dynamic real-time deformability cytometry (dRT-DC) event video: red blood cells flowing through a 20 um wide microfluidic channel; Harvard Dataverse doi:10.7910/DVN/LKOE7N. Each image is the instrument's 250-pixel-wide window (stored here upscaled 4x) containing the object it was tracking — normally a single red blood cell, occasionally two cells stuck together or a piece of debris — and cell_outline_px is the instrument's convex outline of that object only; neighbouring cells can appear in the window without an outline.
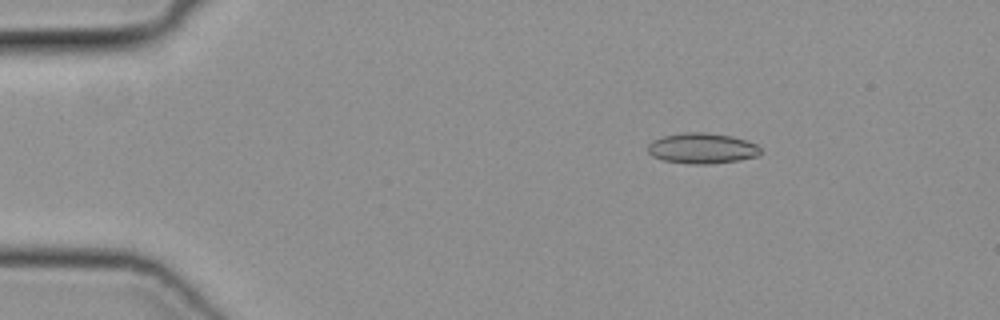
{"species": "common noctule bat (a hibernating species)", "species_latin": "Nyctalus noctula", "temperature_condition": "cold", "stored_images_in_passage": 45, "camera_frame_rate_fps": 3000, "um_per_image_px": 0.085, "animal": {"sex": "female", "body_mass_g": 19.3, "forearm_length_mm": 54.1}, "frame": {"image": 1, "passage_image": 4, "time_ms": 1.0, "image_size_px": [1000, 320], "cell_outline_px": [[760, 156], [740, 160], [708, 164], [692, 164], [664, 160], [652, 156], [648, 152], [648, 144], [652, 140], [664, 136], [684, 132], [704, 132], [732, 136], [748, 140], [756, 144], [760, 148]], "centroid_in_image_um": [59.7, 12.6], "position_along_channel_um": 25.3, "area_um2": 20.17}}
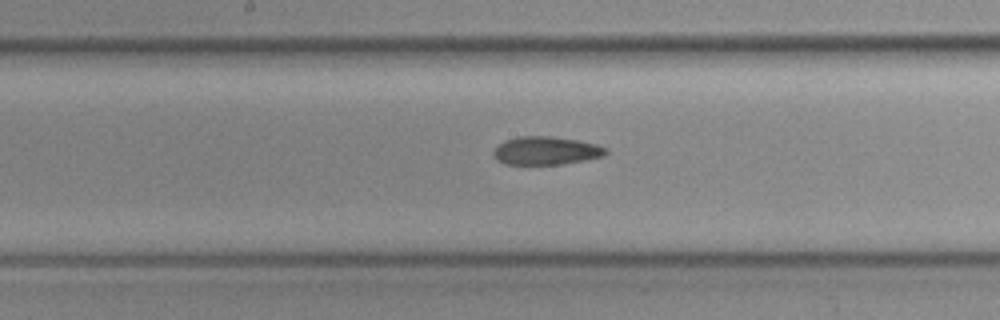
{"frame": {"image": 2, "passage_image": 22, "time_ms": 7.0, "image_size_px": [1000, 320], "cell_outline_px": [[608, 152], [604, 156], [564, 164], [504, 164], [496, 160], [492, 152], [504, 140], [520, 136], [552, 136], [576, 140], [596, 144], [608, 148]], "centroid_in_image_um": [46.42, 12.81], "position_along_channel_um": 201.8, "area_um2": 18.5}}
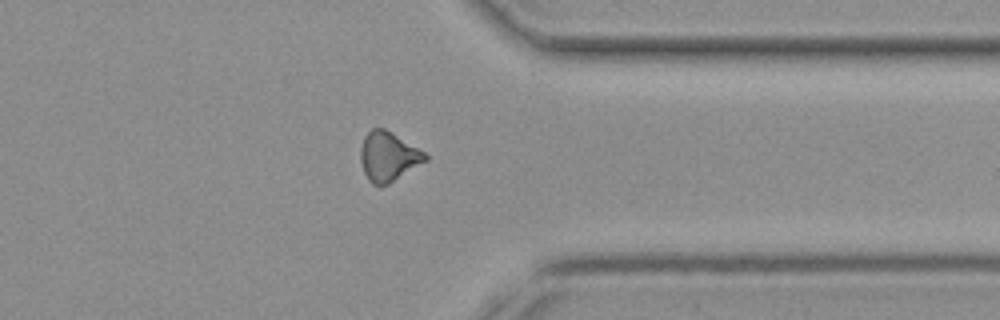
{"frame": {"image": 3, "passage_image": 35, "time_ms": 11.333, "image_size_px": [1000, 320], "cell_outline_px": [[428, 160], [388, 184], [372, 184], [368, 180], [364, 172], [360, 160], [360, 148], [364, 136], [372, 128], [384, 128], [424, 152], [428, 156]], "centroid_in_image_um": [32.98, 13.3], "position_along_channel_um": 378.4, "area_um2": 18.38}}